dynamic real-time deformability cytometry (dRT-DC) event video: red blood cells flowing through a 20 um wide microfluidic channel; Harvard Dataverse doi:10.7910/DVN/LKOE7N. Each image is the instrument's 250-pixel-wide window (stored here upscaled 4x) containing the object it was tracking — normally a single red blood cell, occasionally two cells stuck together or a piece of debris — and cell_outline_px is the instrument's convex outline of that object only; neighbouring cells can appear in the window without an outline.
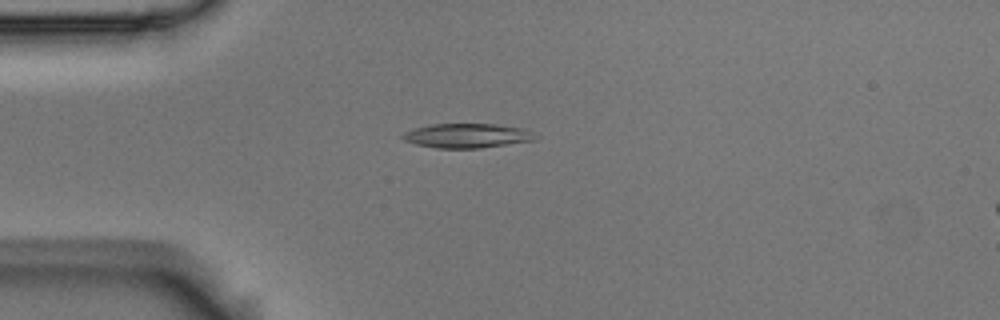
{"species": "Egyptian fruit bat (a non-hibernating species)", "species_latin": "Rousettus aegyptiacus", "temperature_condition": "room temperature", "stored_images_in_passage": 5, "camera_frame_rate_fps": 3000, "um_per_image_px": 0.085, "animal": {"sex": "male"}, "frame": {"image": 1, "passage_image": 3, "time_ms": 0.667, "image_size_px": [1000, 320], "cell_outline_px": [[540, 136], [536, 140], [480, 148], [436, 148], [416, 144], [404, 140], [400, 136], [404, 132], [428, 124], [496, 124], [524, 128]], "centroid_in_image_um": [39.73, 11.53], "position_along_channel_um": 45.3, "area_um2": 18.96}}
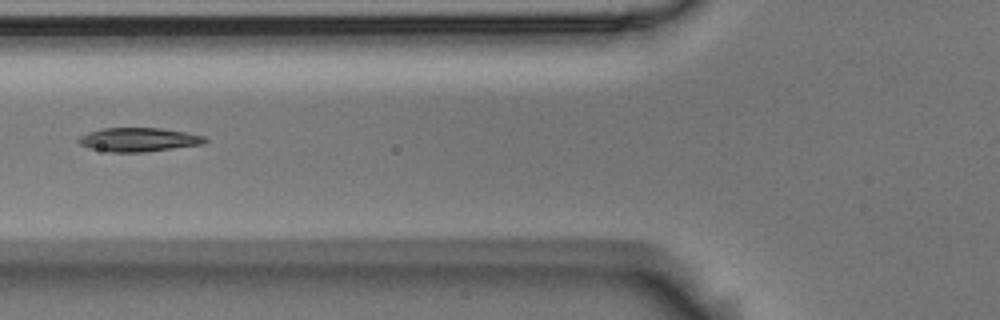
{"frame": {"image": 2, "passage_image": 5, "time_ms": 1.333, "image_size_px": [1000, 320], "cell_outline_px": [[208, 140], [204, 144], [144, 152], [112, 152], [88, 148], [80, 144], [76, 140], [80, 136], [88, 132], [104, 128], [160, 128], [184, 132], [204, 136]], "centroid_in_image_um": [11.76, 11.87], "position_along_channel_um": 114.0, "area_um2": 17.51}}